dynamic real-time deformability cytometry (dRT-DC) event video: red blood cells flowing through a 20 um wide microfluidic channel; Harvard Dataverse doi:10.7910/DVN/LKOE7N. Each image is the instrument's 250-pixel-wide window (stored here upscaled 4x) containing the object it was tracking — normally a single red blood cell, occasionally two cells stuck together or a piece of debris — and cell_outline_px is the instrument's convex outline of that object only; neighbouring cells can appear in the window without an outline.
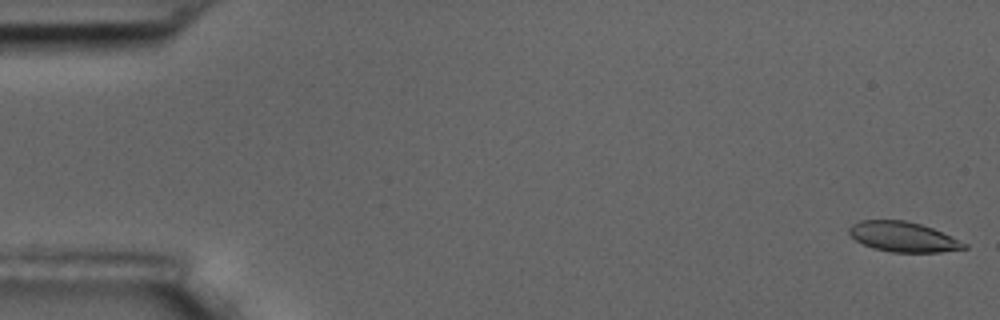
{"species": "common noctule bat (a hibernating species)", "species_latin": "Nyctalus noctula", "temperature_condition": "room temperature", "stored_images_in_passage": 6, "camera_frame_rate_fps": 3000, "um_per_image_px": 0.085, "animal": {"sex": "male", "body_mass_g": 17.5, "forearm_length_mm": 52.3}, "frame": {"image": 1, "passage_image": 1, "time_ms": 0.0, "image_size_px": [1000, 320], "cell_outline_px": [[968, 248], [940, 252], [892, 252], [872, 248], [856, 240], [848, 232], [848, 228], [852, 224], [860, 220], [904, 220], [920, 224], [932, 228], [968, 244]], "centroid_in_image_um": [76.75, 20.13], "position_along_channel_um": 8.2, "area_um2": 20.0}}
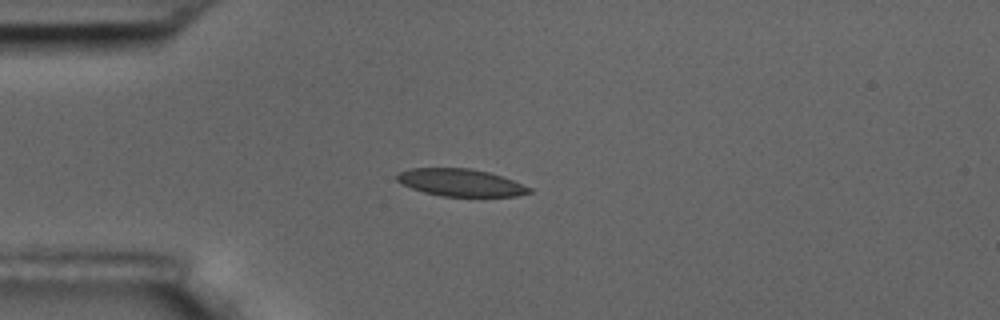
{"frame": {"image": 2, "passage_image": 5, "time_ms": 4.667, "image_size_px": [1000, 320], "cell_outline_px": [[532, 192], [516, 196], [440, 196], [424, 192], [412, 188], [396, 180], [396, 176], [400, 172], [412, 168], [468, 168], [488, 172], [512, 180], [532, 188]], "centroid_in_image_um": [39.16, 15.52], "position_along_channel_um": 45.8, "area_um2": 20.81}}